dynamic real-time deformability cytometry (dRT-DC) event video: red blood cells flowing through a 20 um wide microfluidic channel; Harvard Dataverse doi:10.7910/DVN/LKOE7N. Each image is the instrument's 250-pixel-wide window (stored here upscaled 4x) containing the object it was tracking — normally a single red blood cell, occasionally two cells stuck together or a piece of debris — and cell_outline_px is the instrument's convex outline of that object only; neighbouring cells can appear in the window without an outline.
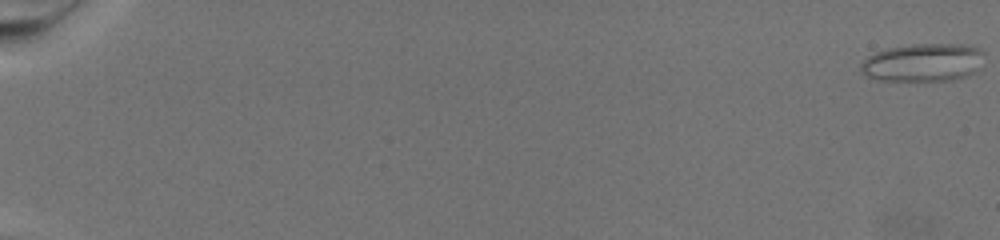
{"species": "common noctule bat (a hibernating species)", "species_latin": "Nyctalus noctula", "temperature_condition": "warm", "stored_images_in_passage": 78, "camera_frame_rate_fps": 3000, "um_per_image_px": 0.085, "animal": {"sex": "female", "body_mass_g": 19.5, "forearm_length_mm": 54.1}, "frame": {"image": 1, "passage_image": 1, "time_ms": 0.0, "image_size_px": [1000, 240], "cell_outline_px": [[984, 52], [972, 72], [964, 76], [944, 80], [884, 80], [868, 76], [860, 68], [860, 64], [868, 56], [884, 48], [912, 44], [968, 44], [980, 48]], "centroid_in_image_um": [78.41, 5.27], "position_along_channel_um": 6.6, "area_um2": 26.76}}
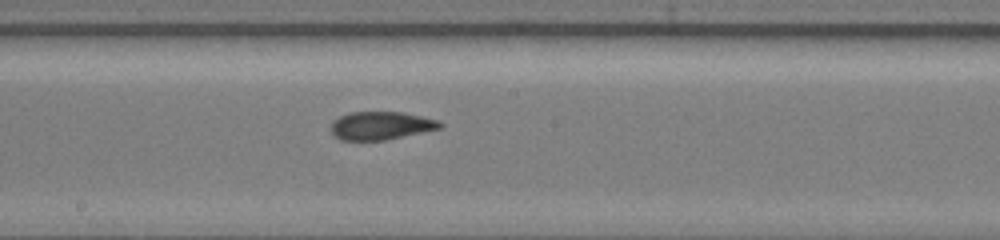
{"frame": {"image": 2, "passage_image": 47, "time_ms": 15.333, "image_size_px": [1000, 240], "cell_outline_px": [[444, 124], [440, 128], [384, 140], [340, 140], [332, 136], [332, 120], [348, 112], [404, 112], [436, 120]], "centroid_in_image_um": [32.32, 10.67], "position_along_channel_um": 215.9, "area_um2": 17.74}}
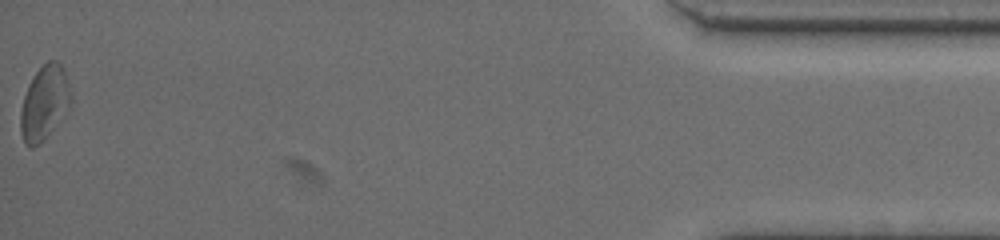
{"frame": {"image": 3, "passage_image": 78, "time_ms": 25.667, "image_size_px": [1000, 240], "cell_outline_px": [[72, 100], [68, 108], [52, 128], [32, 148], [24, 144], [20, 132], [20, 112], [24, 96], [28, 84], [36, 72], [48, 60], [56, 60], [64, 68], [72, 96]], "centroid_in_image_um": [3.76, 8.69], "position_along_channel_um": 431.4, "area_um2": 21.27}}